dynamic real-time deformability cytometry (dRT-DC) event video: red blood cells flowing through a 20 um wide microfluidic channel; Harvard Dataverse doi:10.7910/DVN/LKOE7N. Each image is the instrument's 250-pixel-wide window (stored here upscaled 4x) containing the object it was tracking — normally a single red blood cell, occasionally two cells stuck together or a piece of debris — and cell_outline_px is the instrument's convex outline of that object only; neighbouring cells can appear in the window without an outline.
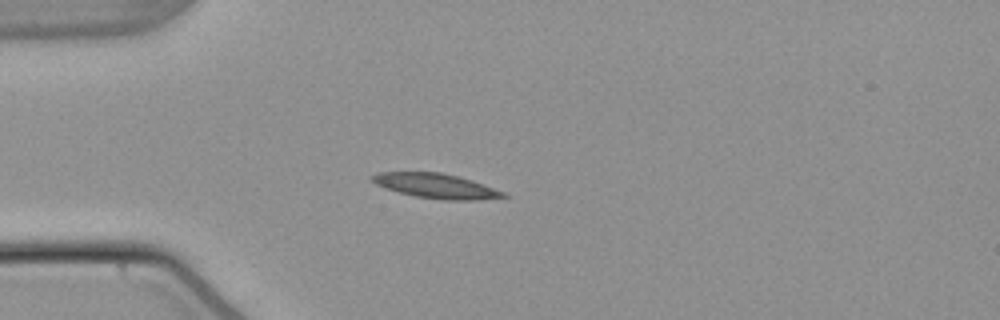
{"species": "common noctule bat (a hibernating species)", "species_latin": "Nyctalus noctula", "temperature_condition": "warm", "stored_images_in_passage": 40, "camera_frame_rate_fps": 3000, "um_per_image_px": 0.085, "animal": {"sex": "male", "body_mass_g": 21.5, "forearm_length_mm": 52.0}, "frame": {"image": 1, "passage_image": 1, "time_ms": 0.0, "image_size_px": [1000, 320], "cell_outline_px": [[508, 196], [476, 200], [440, 200], [416, 196], [400, 192], [376, 184], [368, 176], [380, 172], [440, 172], [456, 176], [504, 192]], "centroid_in_image_um": [37.0, 15.8], "position_along_channel_um": 48.0, "area_um2": 18.38}}
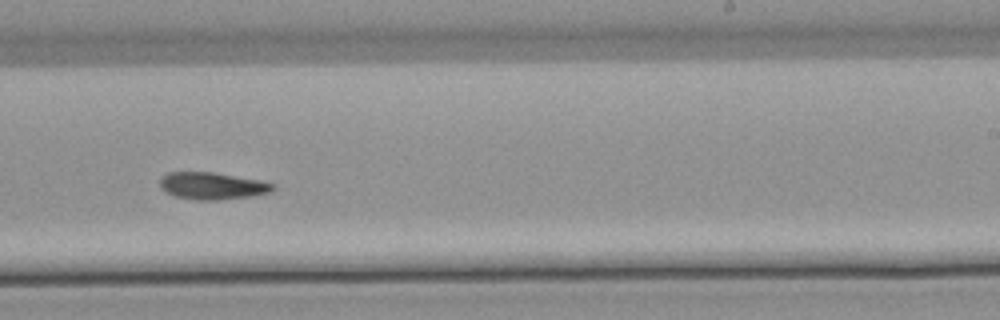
{"frame": {"image": 2, "passage_image": 20, "time_ms": 6.333, "image_size_px": [1000, 320], "cell_outline_px": [[276, 188], [268, 192], [252, 196], [216, 200], [196, 200], [172, 196], [164, 192], [160, 188], [160, 180], [168, 172], [212, 172], [260, 180], [276, 184]], "centroid_in_image_um": [18.02, 15.8], "position_along_channel_um": 271.0, "area_um2": 17.92}}
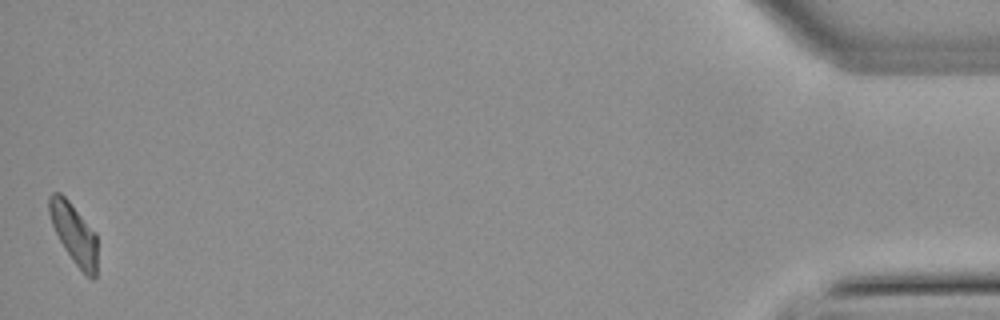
{"frame": {"image": 3, "passage_image": 40, "time_ms": 13.0, "image_size_px": [1000, 320], "cell_outline_px": [[96, 280], [92, 280], [84, 276], [72, 260], [64, 248], [52, 224], [48, 212], [48, 196], [52, 192], [60, 192], [68, 200], [96, 232]], "centroid_in_image_um": [6.29, 19.88], "position_along_channel_um": 428.9, "area_um2": 17.11}, "authors_computed_cell_mechanics": {"area_um2": 17.7735, "velocity_mm_per_s": 3.7875, "shape_relaxation_time_tau1_ms": 5.7001, "shape_relaxation_time_tau2_ms": 9.7188, "deformation_change_tau1": 0.185, "deformation_change_tau2": 0.1772}}